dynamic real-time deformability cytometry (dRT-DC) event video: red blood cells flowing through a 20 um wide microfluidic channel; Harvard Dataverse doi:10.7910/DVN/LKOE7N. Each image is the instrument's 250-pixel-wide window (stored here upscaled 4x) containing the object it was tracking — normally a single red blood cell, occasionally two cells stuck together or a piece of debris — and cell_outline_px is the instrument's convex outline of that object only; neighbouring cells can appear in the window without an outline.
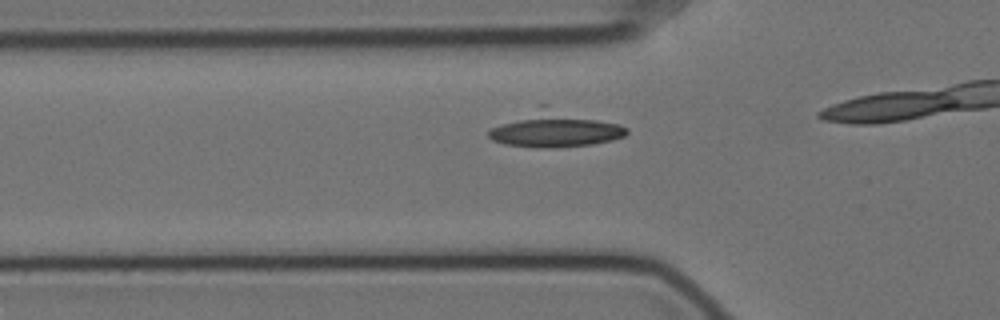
{"species": "Egyptian fruit bat (a non-hibernating species)", "species_latin": "Rousettus aegyptiacus", "temperature_condition": "cold", "stored_images_in_passage": 16, "camera_frame_rate_fps": 3000, "um_per_image_px": 0.085, "animal": {"sex": "female"}, "frame": {"image": 1, "passage_image": 14, "time_ms": 4.333, "image_size_px": [1000, 320], "cell_outline_px": [[628, 132], [624, 136], [612, 140], [592, 144], [552, 148], [540, 148], [504, 144], [492, 140], [488, 136], [488, 132], [492, 128], [540, 104], [544, 104], [620, 124], [628, 128]], "centroid_in_image_um": [47.18, 10.97], "position_along_channel_um": 78.6, "area_um2": 28.78}}